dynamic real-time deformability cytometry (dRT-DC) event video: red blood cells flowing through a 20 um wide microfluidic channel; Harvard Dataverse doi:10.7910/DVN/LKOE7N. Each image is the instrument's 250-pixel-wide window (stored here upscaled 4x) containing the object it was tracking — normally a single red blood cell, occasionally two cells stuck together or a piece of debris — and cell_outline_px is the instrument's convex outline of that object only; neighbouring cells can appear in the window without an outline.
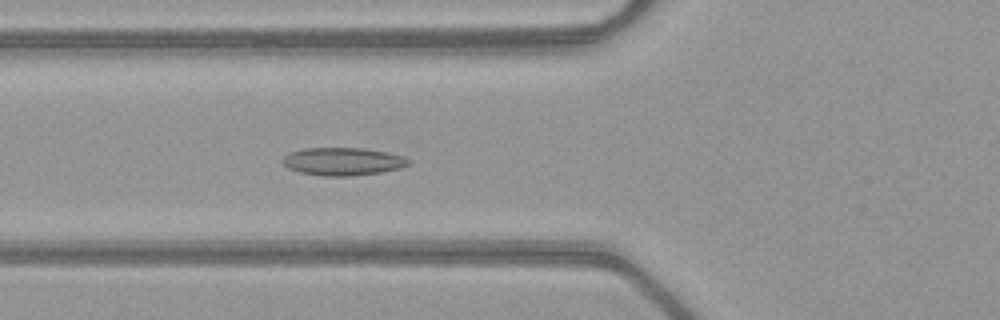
{"species": "common noctule bat (a hibernating species)", "species_latin": "Nyctalus noctula", "temperature_condition": "warm", "stored_images_in_passage": 52, "segment_of_instrument_passage": [1, 2], "camera_frame_rate_fps": 3000, "um_per_image_px": 0.085, "animal": {"sex": "female", "body_mass_g": 21.9}, "frame": {"image": 1, "passage_image": 19, "time_ms": 6.0, "image_size_px": [1000, 320], "cell_outline_px": [[408, 164], [400, 168], [380, 172], [352, 176], [324, 176], [300, 172], [288, 168], [280, 160], [288, 152], [304, 148], [364, 148], [388, 152], [404, 156], [408, 160]], "centroid_in_image_um": [29.1, 13.71], "position_along_channel_um": 96.7, "area_um2": 20.46}}
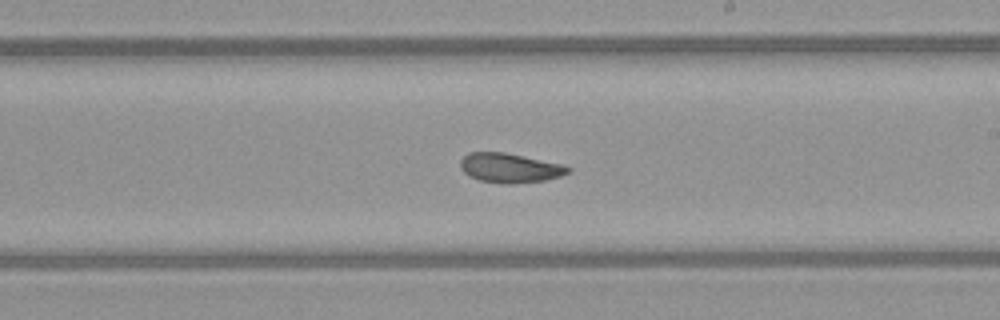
{"frame": {"image": 2, "passage_image": 30, "time_ms": 9.667, "image_size_px": [1000, 320], "cell_outline_px": [[572, 172], [560, 176], [544, 180], [512, 184], [504, 184], [480, 180], [468, 176], [460, 168], [460, 160], [468, 152], [504, 152], [564, 164], [572, 168]], "centroid_in_image_um": [43.35, 14.27], "position_along_channel_um": 245.6, "area_um2": 18.67}}
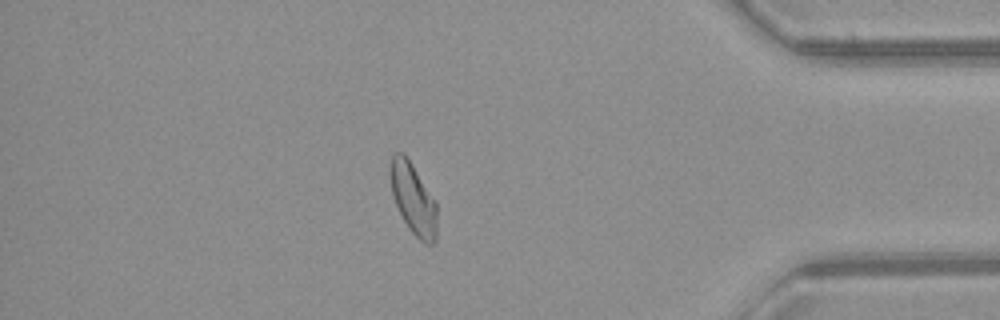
{"frame": {"image": 3, "passage_image": 44, "time_ms": 14.333, "image_size_px": [1000, 320], "cell_outline_px": [[436, 240], [432, 244], [424, 244], [408, 228], [392, 196], [388, 176], [388, 172], [392, 156], [396, 152], [404, 152], [436, 200]], "centroid_in_image_um": [35.1, 16.87], "position_along_channel_um": 400.1, "area_um2": 19.59}}